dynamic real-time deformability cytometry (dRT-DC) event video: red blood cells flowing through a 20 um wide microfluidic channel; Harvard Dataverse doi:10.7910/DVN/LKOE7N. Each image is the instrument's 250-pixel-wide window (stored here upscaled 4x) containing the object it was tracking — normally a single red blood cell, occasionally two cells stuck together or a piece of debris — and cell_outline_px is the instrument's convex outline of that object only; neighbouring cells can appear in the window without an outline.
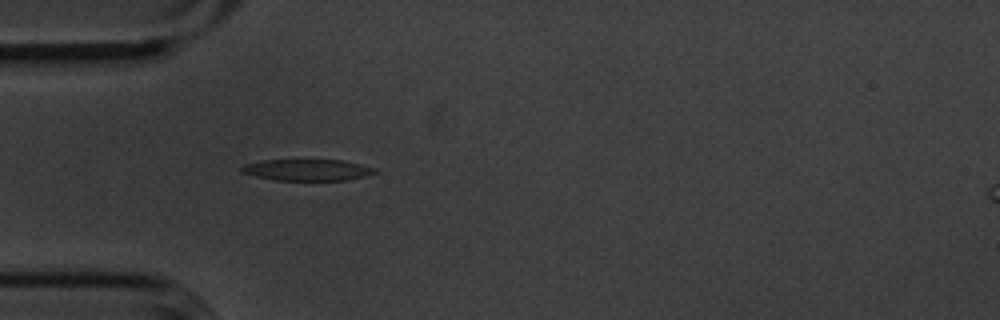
{"species": "common noctule bat (a hibernating species)", "species_latin": "Nyctalus noctula", "temperature_condition": "cold", "stored_images_in_passage": 40, "camera_frame_rate_fps": 3000, "um_per_image_px": 0.085, "animal": {"sex": "male", "body_mass_g": 20.1, "forearm_length_mm": 53.5}, "frame": {"image": 1, "passage_image": 1, "time_ms": 0.0, "image_size_px": [1000, 320], "cell_outline_px": [[376, 172], [364, 176], [348, 180], [276, 180], [256, 176], [240, 172], [240, 168], [244, 164], [260, 160], [344, 160], [376, 168]], "centroid_in_image_um": [26.09, 14.44], "position_along_channel_um": 58.9, "area_um2": 16.59}}
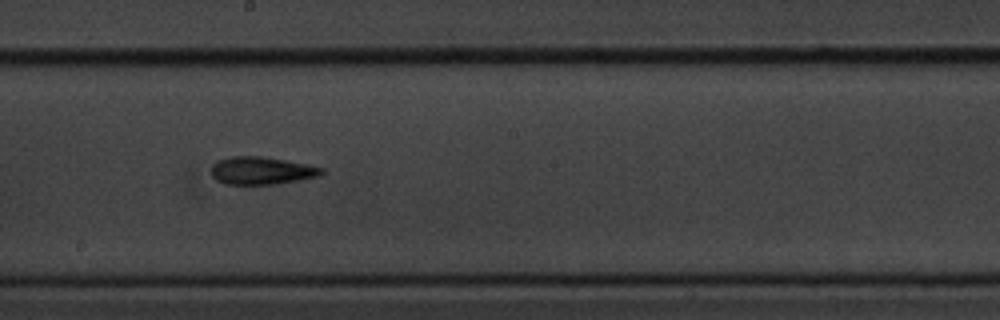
{"frame": {"image": 2, "passage_image": 15, "time_ms": 4.667, "image_size_px": [1000, 320], "cell_outline_px": [[324, 172], [320, 176], [300, 180], [276, 184], [224, 184], [216, 180], [212, 176], [212, 164], [216, 160], [232, 156], [260, 156], [284, 160], [324, 168]], "centroid_in_image_um": [22.21, 14.51], "position_along_channel_um": 226.0, "area_um2": 17.8}}
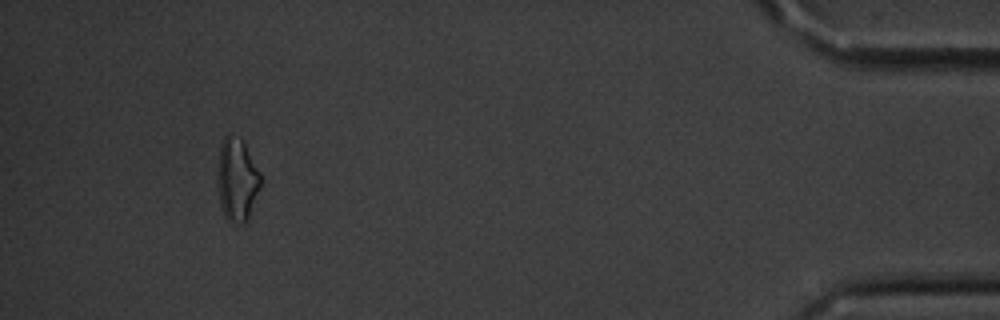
{"frame": {"image": 3, "passage_image": 36, "time_ms": 11.667, "image_size_px": [1000, 320], "cell_outline_px": [[260, 188], [248, 216], [244, 224], [240, 224], [228, 220], [224, 216], [220, 204], [220, 144], [224, 136], [228, 132], [244, 140], [260, 172]], "centroid_in_image_um": [20.19, 15.22], "position_along_channel_um": 415.0, "area_um2": 20.29}, "authors_computed_cell_mechanics": {"area_um2": 17.6579, "velocity_mm_per_s": 3.6357, "shape_relaxation_time_tau1_ms": 3.8971, "shape_relaxation_time_tau2_ms": 5.8564, "deformation_change_tau1": 0.1017, "deformation_change_tau2": 0.1625}}